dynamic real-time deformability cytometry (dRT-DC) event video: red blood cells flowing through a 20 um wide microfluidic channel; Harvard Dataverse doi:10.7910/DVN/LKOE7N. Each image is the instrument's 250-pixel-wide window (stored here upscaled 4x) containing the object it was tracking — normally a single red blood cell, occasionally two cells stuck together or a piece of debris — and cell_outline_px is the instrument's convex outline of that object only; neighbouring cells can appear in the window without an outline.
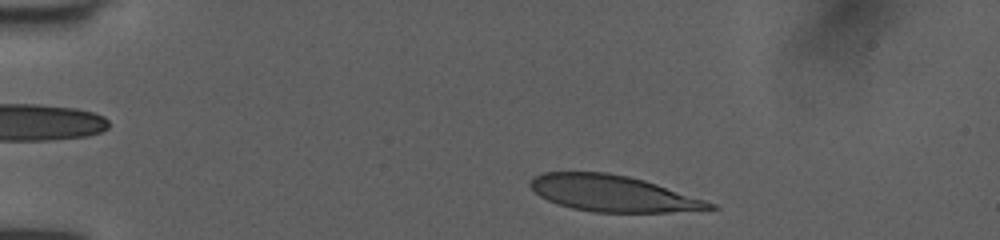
{"species": "human", "species_latin": "Homo sapiens", "temperature_condition": "room temperature", "stored_images_in_passage": 40, "camera_frame_rate_fps": 3000, "um_per_image_px": 0.085, "donor": {"sex": "female"}, "frame": {"image": 1, "passage_image": 4, "time_ms": 1.0, "image_size_px": [1000, 240], "cell_outline_px": [[720, 208], [668, 212], [592, 212], [572, 208], [548, 200], [540, 196], [528, 184], [536, 176], [544, 172], [608, 172], [628, 176], [644, 180], [716, 204]], "centroid_in_image_um": [52.08, 16.44], "position_along_channel_um": 32.9, "area_um2": 37.4}}
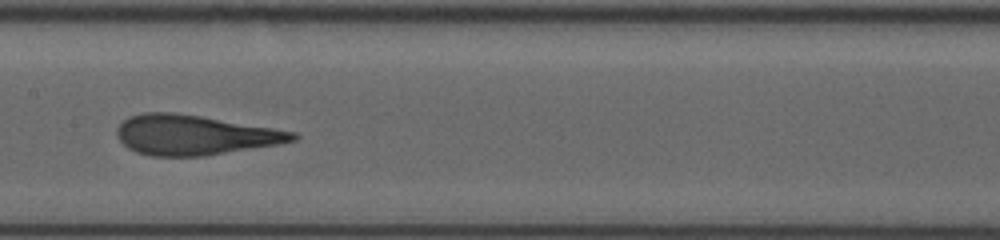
{"frame": {"image": 2, "passage_image": 21, "time_ms": 6.667, "image_size_px": [1000, 240], "cell_outline_px": [[300, 136], [296, 140], [280, 144], [204, 156], [152, 156], [136, 152], [128, 148], [116, 136], [116, 128], [128, 116], [144, 112], [172, 112], [200, 116], [296, 132]], "centroid_in_image_um": [16.51, 11.48], "position_along_channel_um": 190.9, "area_um2": 40.81}}
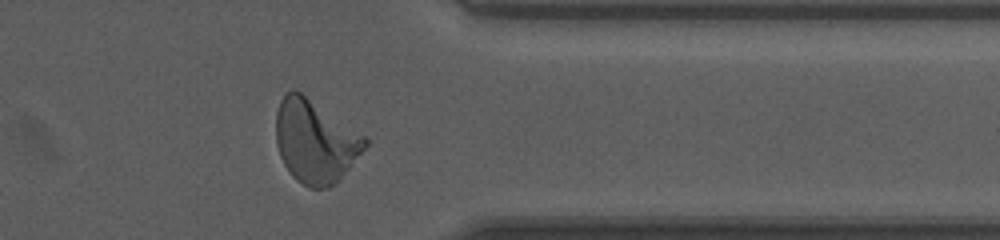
{"frame": {"image": 3, "passage_image": 36, "time_ms": 11.667, "image_size_px": [1000, 240], "cell_outline_px": [[368, 144], [348, 168], [328, 188], [308, 188], [296, 180], [292, 176], [284, 164], [280, 156], [276, 144], [276, 112], [280, 100], [292, 88], [300, 92], [364, 136], [368, 140]], "centroid_in_image_um": [26.74, 12.02], "position_along_channel_um": 384.7, "area_um2": 42.19}, "authors_computed_cell_mechanics": {"area_um2": 40.0554, "velocity_mm_per_s": 4.0096, "shape_relaxation_time_tau1_ms": 4.7611, "shape_relaxation_time_tau2_ms": 0.9091, "deformation_change_tau1": 0.2123, "deformation_change_tau2": 0.0906}}